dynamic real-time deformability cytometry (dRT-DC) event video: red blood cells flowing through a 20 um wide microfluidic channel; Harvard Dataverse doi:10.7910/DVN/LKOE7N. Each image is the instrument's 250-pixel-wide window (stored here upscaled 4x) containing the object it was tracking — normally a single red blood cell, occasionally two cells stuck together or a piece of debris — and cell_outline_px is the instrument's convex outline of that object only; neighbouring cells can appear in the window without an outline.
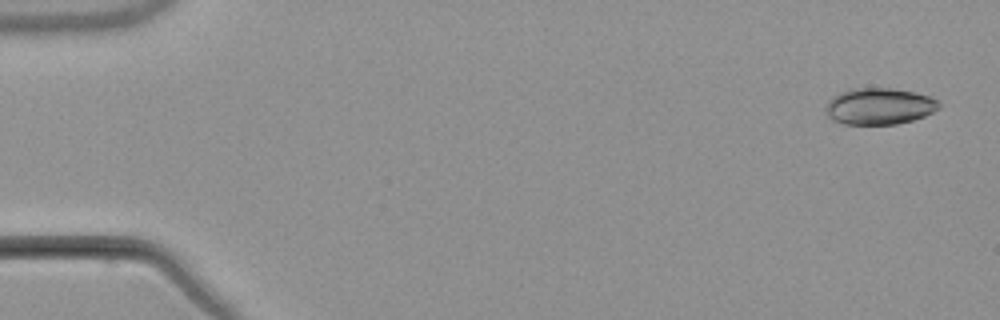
{"species": "common noctule bat (a hibernating species)", "species_latin": "Nyctalus noctula", "temperature_condition": "warm", "stored_images_in_passage": 5, "segment_of_instrument_passage": [2, 2], "camera_frame_rate_fps": 3000, "um_per_image_px": 0.085, "animal": {"sex": "male", "body_mass_g": 21.5, "forearm_length_mm": 52.0}, "frame": {"image": 1, "passage_image": 5, "time_ms": 6.0, "image_size_px": [1000, 320], "cell_outline_px": [[940, 108], [924, 116], [912, 120], [896, 124], [844, 124], [832, 120], [824, 112], [828, 100], [832, 96], [840, 92], [852, 88], [892, 88], [912, 92], [928, 96], [936, 100], [940, 104]], "centroid_in_image_um": [74.69, 9.03], "position_along_channel_um": 10.3, "area_um2": 24.1}}